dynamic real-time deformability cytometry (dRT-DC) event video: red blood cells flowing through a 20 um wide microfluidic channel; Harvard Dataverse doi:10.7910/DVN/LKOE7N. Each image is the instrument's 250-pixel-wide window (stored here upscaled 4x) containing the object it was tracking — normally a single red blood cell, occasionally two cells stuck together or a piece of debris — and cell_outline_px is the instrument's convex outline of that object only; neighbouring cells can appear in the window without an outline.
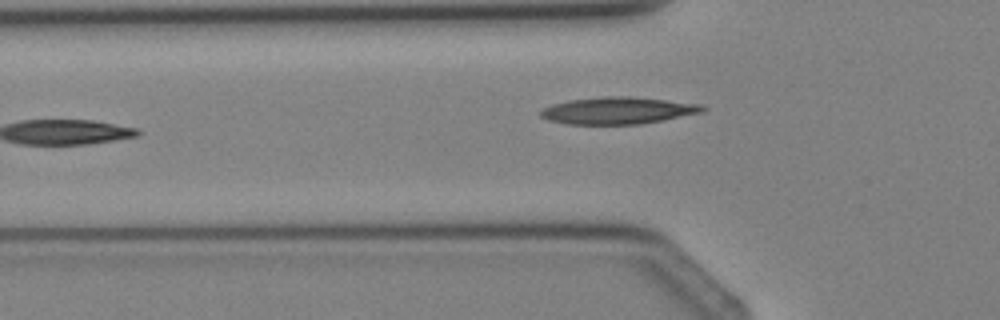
{"species": "Egyptian fruit bat (a non-hibernating species)", "species_latin": "Rousettus aegyptiacus", "temperature_condition": "cold", "stored_images_in_passage": 5, "camera_frame_rate_fps": 3000, "um_per_image_px": 0.085, "animal": {"sex": "female"}, "frame": {"image": 1, "passage_image": 5, "time_ms": 4.667, "image_size_px": [1000, 320], "cell_outline_px": [[708, 108], [704, 112], [640, 124], [568, 124], [548, 120], [540, 116], [540, 108], [552, 104], [568, 100], [600, 96], [628, 96], [700, 104]], "centroid_in_image_um": [52.48, 9.39], "position_along_channel_um": 73.3, "area_um2": 25.49}}